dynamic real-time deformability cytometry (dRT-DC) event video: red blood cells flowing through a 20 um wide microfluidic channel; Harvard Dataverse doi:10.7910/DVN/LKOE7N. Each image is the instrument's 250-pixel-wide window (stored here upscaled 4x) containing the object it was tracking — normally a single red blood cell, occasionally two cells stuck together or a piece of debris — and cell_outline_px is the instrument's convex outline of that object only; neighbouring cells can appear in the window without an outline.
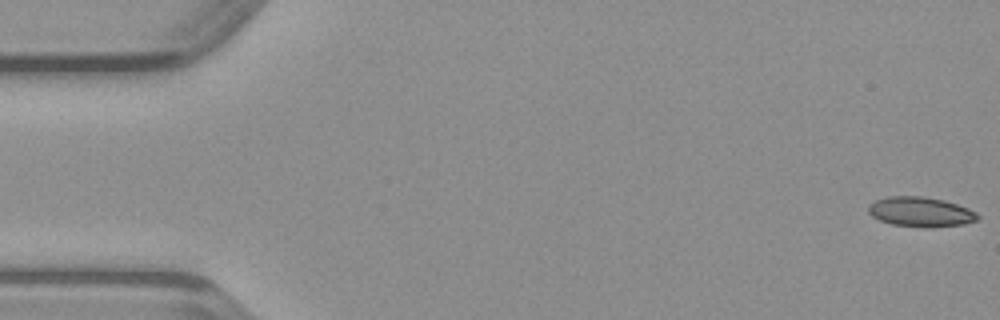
{"species": "common noctule bat (a hibernating species)", "species_latin": "Nyctalus noctula", "temperature_condition": "warm", "stored_images_in_passage": 48, "camera_frame_rate_fps": 3000, "um_per_image_px": 0.085, "animal": {"sex": "male", "body_mass_g": 23.1, "forearm_length_mm": 52.7}, "frame": {"image": 1, "passage_image": 1, "time_ms": 0.0, "image_size_px": [1000, 320], "cell_outline_px": [[980, 216], [976, 220], [964, 224], [928, 228], [924, 228], [892, 224], [880, 220], [872, 216], [868, 212], [868, 204], [876, 200], [888, 196], [920, 196], [944, 200], [968, 208], [976, 212]], "centroid_in_image_um": [78.24, 18.01], "position_along_channel_um": 6.8, "area_um2": 19.02}}
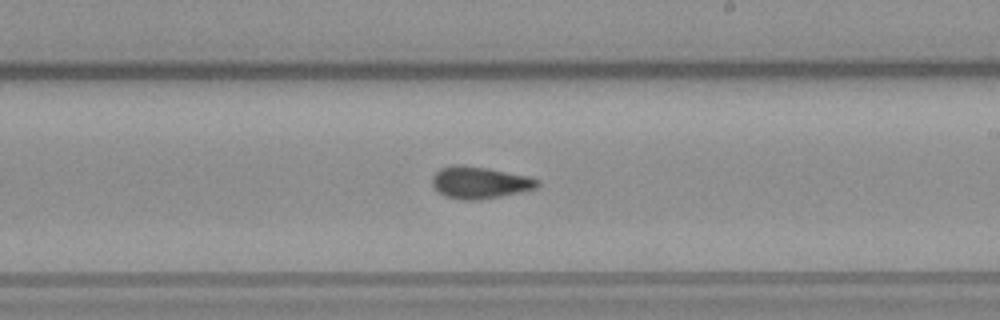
{"frame": {"image": 2, "passage_image": 28, "time_ms": 9.0, "image_size_px": [1000, 320], "cell_outline_px": [[540, 184], [536, 188], [520, 192], [480, 200], [460, 200], [444, 196], [432, 184], [432, 176], [440, 168], [452, 164], [464, 164], [488, 168], [528, 176], [540, 180]], "centroid_in_image_um": [40.76, 15.51], "position_along_channel_um": 248.2, "area_um2": 19.77}}
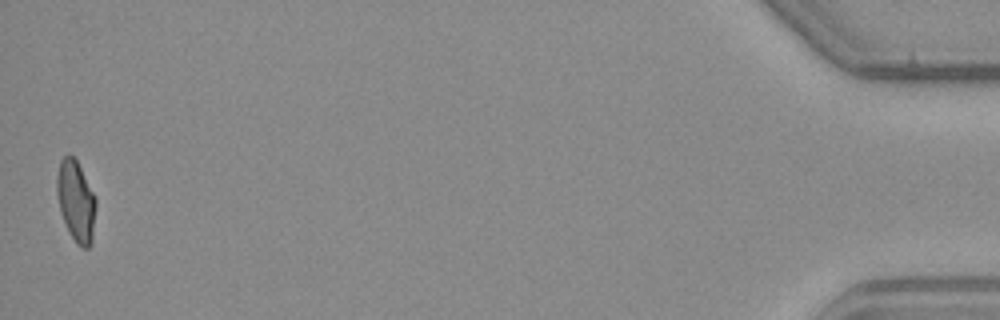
{"frame": {"image": 3, "passage_image": 48, "time_ms": 15.667, "image_size_px": [1000, 320], "cell_outline_px": [[96, 204], [92, 240], [88, 248], [80, 248], [76, 244], [68, 232], [60, 212], [56, 192], [56, 176], [60, 160], [68, 152], [76, 160], [96, 196]], "centroid_in_image_um": [6.44, 17.1], "position_along_channel_um": 428.8, "area_um2": 18.73}}